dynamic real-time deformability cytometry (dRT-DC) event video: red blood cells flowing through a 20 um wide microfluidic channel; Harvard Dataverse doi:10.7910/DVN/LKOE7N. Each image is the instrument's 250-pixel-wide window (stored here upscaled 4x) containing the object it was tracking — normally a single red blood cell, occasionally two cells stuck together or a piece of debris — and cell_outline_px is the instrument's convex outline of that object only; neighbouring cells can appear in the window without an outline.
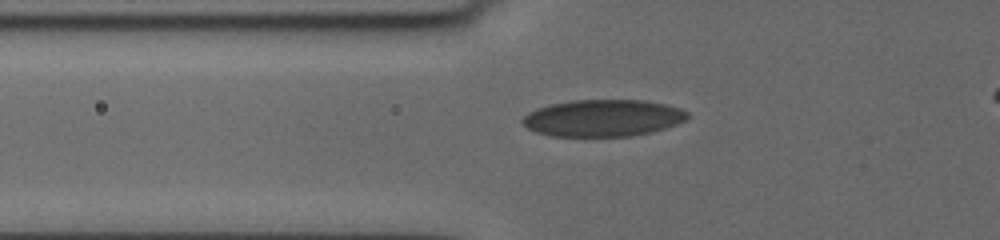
{"species": "human", "species_latin": "Homo sapiens", "temperature_condition": "cold", "stored_images_in_passage": 37, "camera_frame_rate_fps": 3000, "um_per_image_px": 0.085, "donor": {"sex": "female"}, "frame": {"image": 1, "passage_image": 2, "time_ms": 0.333, "image_size_px": [1000, 240], "cell_outline_px": [[688, 116], [684, 120], [676, 124], [652, 132], [632, 136], [548, 136], [536, 132], [528, 128], [520, 120], [528, 112], [536, 108], [548, 104], [572, 100], [640, 100], [664, 104], [680, 108], [688, 112]], "centroid_in_image_um": [51.2, 10.03], "position_along_channel_um": 74.6, "area_um2": 35.49}}
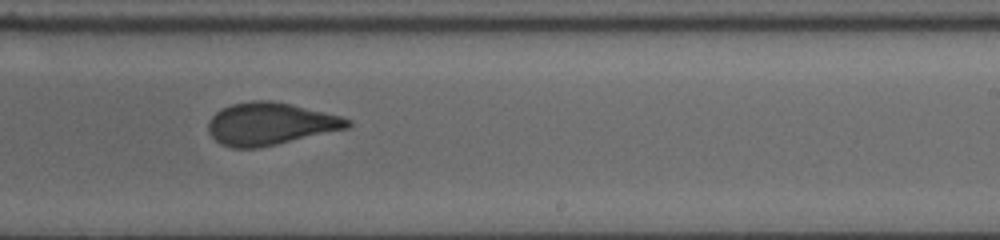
{"frame": {"image": 2, "passage_image": 18, "time_ms": 5.667, "image_size_px": [1000, 240], "cell_outline_px": [[352, 128], [276, 144], [256, 148], [232, 148], [220, 144], [212, 136], [208, 128], [208, 120], [216, 112], [232, 104], [252, 100], [272, 100], [340, 116], [352, 120]], "centroid_in_image_um": [22.99, 10.53], "position_along_channel_um": 266.0, "area_um2": 34.33}}
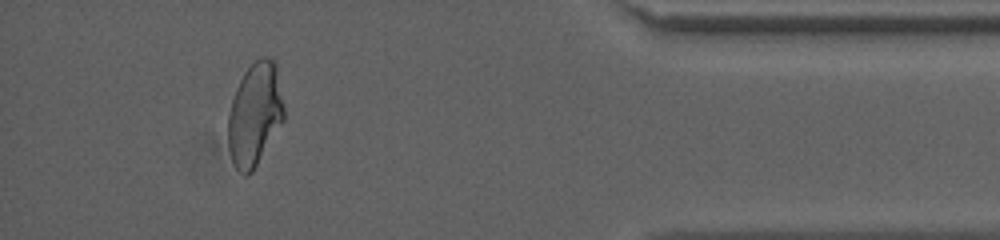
{"frame": {"image": 3, "passage_image": 33, "time_ms": 10.667, "image_size_px": [1000, 240], "cell_outline_px": [[284, 120], [252, 172], [244, 176], [236, 168], [232, 160], [228, 148], [228, 116], [232, 100], [236, 88], [244, 72], [260, 56], [268, 56], [276, 64], [284, 108]], "centroid_in_image_um": [21.66, 9.72], "position_along_channel_um": 413.5, "area_um2": 33.41}}